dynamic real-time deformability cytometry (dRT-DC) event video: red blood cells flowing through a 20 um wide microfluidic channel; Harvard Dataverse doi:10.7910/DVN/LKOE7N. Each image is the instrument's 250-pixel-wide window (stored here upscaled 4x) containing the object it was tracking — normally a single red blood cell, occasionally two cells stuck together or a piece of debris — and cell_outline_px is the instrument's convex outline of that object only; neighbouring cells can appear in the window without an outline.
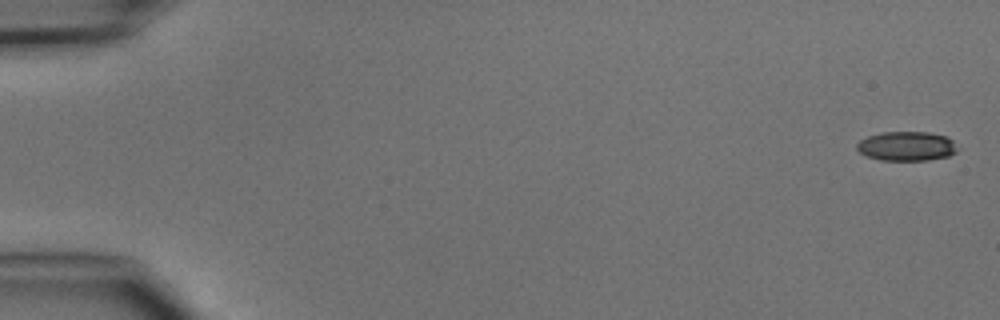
{"species": "common noctule bat (a hibernating species)", "species_latin": "Nyctalus noctula", "temperature_condition": "cold", "stored_images_in_passage": 5, "camera_frame_rate_fps": 3000, "um_per_image_px": 0.085, "animal": {"sex": "male", "body_mass_g": 15.6}, "frame": {"image": 1, "passage_image": 1, "time_ms": 0.0, "image_size_px": [1000, 320], "cell_outline_px": [[960, 148], [956, 152], [948, 156], [928, 160], [880, 160], [868, 156], [860, 152], [856, 148], [856, 144], [860, 140], [868, 136], [884, 132], [928, 132], [948, 136]], "centroid_in_image_um": [77.1, 12.42], "position_along_channel_um": 7.9, "area_um2": 17.28}}
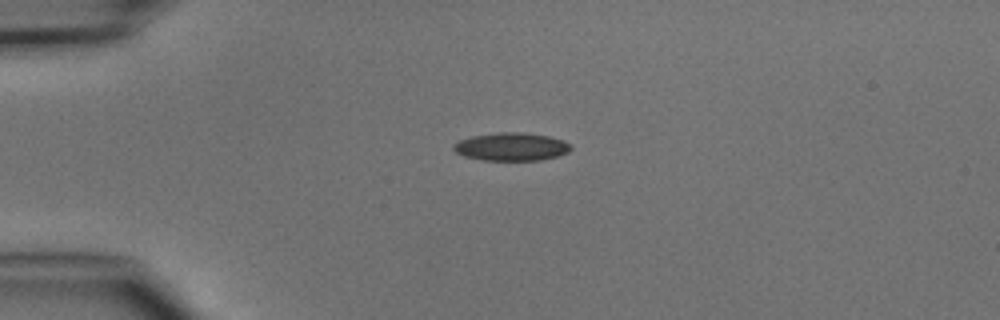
{"frame": {"image": 2, "passage_image": 4, "time_ms": 3.667, "image_size_px": [1000, 320], "cell_outline_px": [[572, 148], [568, 152], [556, 156], [540, 160], [480, 160], [464, 156], [456, 152], [452, 148], [452, 144], [460, 140], [472, 136], [496, 132], [524, 132], [548, 136], [564, 140], [572, 144]], "centroid_in_image_um": [43.46, 12.46], "position_along_channel_um": 41.5, "area_um2": 19.31}}